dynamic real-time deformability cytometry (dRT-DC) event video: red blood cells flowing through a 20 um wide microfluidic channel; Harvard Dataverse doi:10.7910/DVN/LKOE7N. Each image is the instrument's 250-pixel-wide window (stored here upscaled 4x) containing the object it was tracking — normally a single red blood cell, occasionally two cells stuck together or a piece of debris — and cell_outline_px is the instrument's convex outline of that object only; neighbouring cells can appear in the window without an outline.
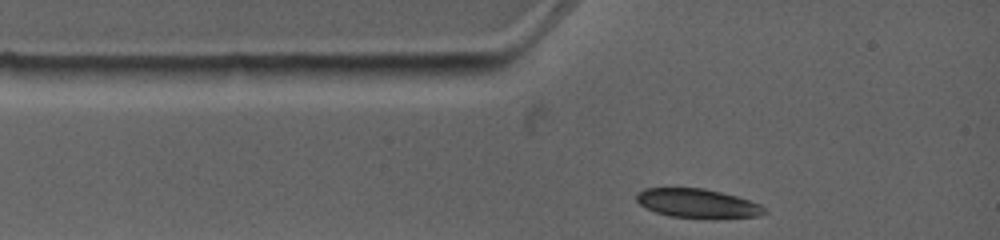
{"species": "common noctule bat (a hibernating species)", "species_latin": "Nyctalus noctula", "temperature_condition": "warm", "stored_images_in_passage": 2, "camera_frame_rate_fps": 4500, "um_per_image_px": 0.085, "animal": {"sex": "female", "body_mass_g": 19.0, "forearm_length_mm": 53.3}, "frame": {"image": 1, "passage_image": 1, "time_ms": 0.0, "image_size_px": [1000, 240], "cell_outline_px": [[768, 212], [760, 216], [712, 220], [668, 216], [656, 212], [640, 204], [636, 200], [636, 192], [644, 188], [704, 188], [736, 196], [760, 204]], "centroid_in_image_um": [59.31, 17.31], "position_along_channel_um": 25.7, "area_um2": 22.14}}